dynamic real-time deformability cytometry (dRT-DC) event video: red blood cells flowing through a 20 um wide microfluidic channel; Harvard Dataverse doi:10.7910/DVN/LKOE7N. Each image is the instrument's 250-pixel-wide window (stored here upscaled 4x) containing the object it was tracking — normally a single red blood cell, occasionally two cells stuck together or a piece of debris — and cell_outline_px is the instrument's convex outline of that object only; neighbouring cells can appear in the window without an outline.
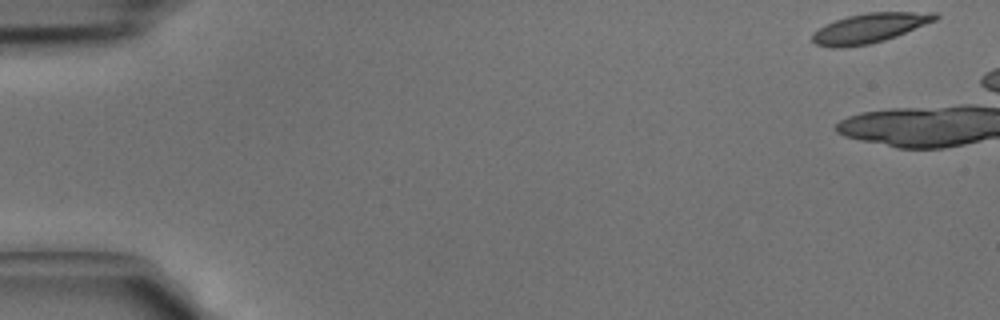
{"species": "common noctule bat (a hibernating species)", "species_latin": "Nyctalus noctula", "temperature_condition": "cold", "stored_images_in_passage": 7, "camera_frame_rate_fps": 3000, "um_per_image_px": 0.085, "animal": {"sex": "male", "body_mass_g": 15.6}, "frame": {"image": 1, "passage_image": 1, "time_ms": 0.0, "image_size_px": [1000, 320], "cell_outline_px": [[940, 16], [936, 20], [896, 36], [884, 40], [868, 44], [840, 48], [828, 48], [816, 44], [812, 40], [812, 32], [824, 24], [848, 16], [868, 12], [936, 12]], "centroid_in_image_um": [73.88, 2.39], "position_along_channel_um": 11.1, "area_um2": 21.21}}